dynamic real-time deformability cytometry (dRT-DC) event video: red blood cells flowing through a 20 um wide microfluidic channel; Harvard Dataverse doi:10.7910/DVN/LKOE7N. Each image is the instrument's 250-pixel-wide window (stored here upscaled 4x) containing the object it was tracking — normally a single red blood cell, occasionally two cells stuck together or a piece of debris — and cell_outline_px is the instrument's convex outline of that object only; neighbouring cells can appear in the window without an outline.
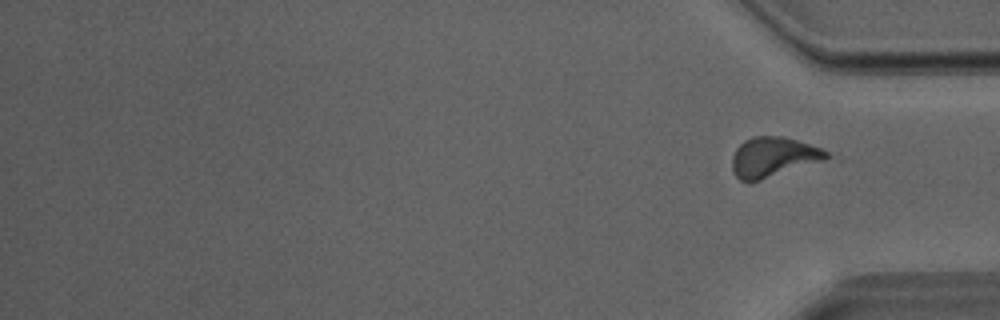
{"species": "Egyptian fruit bat (a non-hibernating species)", "species_latin": "Rousettus aegyptiacus", "temperature_condition": "room temperature", "stored_images_in_passage": 39, "segment_of_instrument_passage": [2, 2], "camera_frame_rate_fps": 3000, "um_per_image_px": 0.085, "animal": {"sex": "male"}, "frame": {"image": 1, "passage_image": 39, "time_ms": 12.667, "image_size_px": [1000, 320], "cell_outline_px": [[844, 160], [748, 184], [740, 180], [732, 172], [732, 156], [736, 148], [744, 140], [752, 136], [780, 136], [796, 140], [820, 148]], "centroid_in_image_um": [65.96, 13.43], "position_along_channel_um": 369.2, "area_um2": 24.16}}